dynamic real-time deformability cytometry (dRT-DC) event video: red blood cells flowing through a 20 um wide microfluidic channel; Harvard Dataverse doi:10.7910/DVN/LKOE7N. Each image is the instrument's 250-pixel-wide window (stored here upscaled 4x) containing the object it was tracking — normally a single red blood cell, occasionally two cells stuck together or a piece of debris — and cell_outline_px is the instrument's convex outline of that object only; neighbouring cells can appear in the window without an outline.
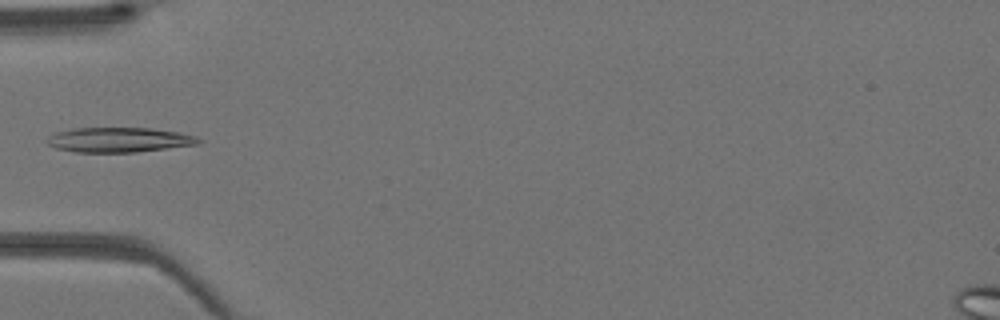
{"species": "Egyptian fruit bat (a non-hibernating species)", "species_latin": "Rousettus aegyptiacus", "temperature_condition": "warm", "stored_images_in_passage": 7, "camera_frame_rate_fps": 3000, "um_per_image_px": 0.085, "animal": {"sex": "female"}, "frame": {"image": 1, "passage_image": 1, "time_ms": 0.0, "image_size_px": [1000, 320], "cell_outline_px": [[204, 140], [200, 144], [136, 152], [76, 152], [56, 148], [48, 144], [44, 140], [48, 136], [56, 132], [72, 128], [152, 128], [180, 132], [196, 136]], "centroid_in_image_um": [10.14, 11.88], "position_along_channel_um": 74.9, "area_um2": 22.14}}
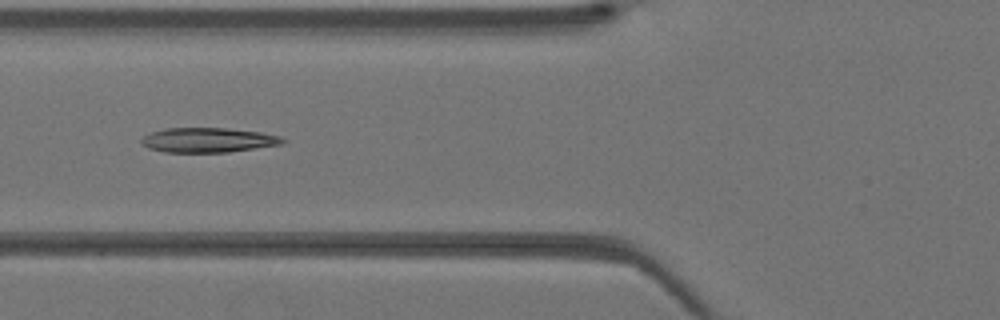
{"frame": {"image": 2, "passage_image": 3, "time_ms": 0.667, "image_size_px": [1000, 320], "cell_outline_px": [[288, 140], [284, 144], [228, 152], [164, 152], [148, 148], [140, 140], [144, 136], [152, 132], [164, 128], [228, 128], [260, 132], [280, 136]], "centroid_in_image_um": [17.73, 11.9], "position_along_channel_um": 108.1, "area_um2": 20.35}}
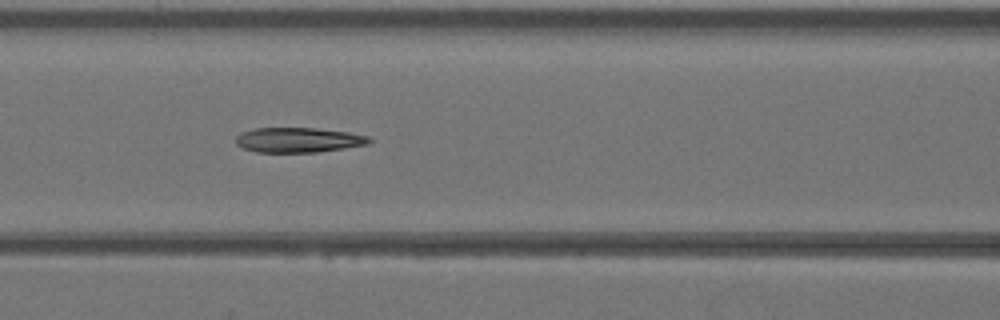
{"frame": {"image": 3, "passage_image": 5, "time_ms": 1.333, "image_size_px": [1000, 320], "cell_outline_px": [[372, 140], [368, 144], [344, 148], [316, 152], [256, 152], [244, 148], [236, 144], [236, 136], [240, 132], [256, 128], [316, 128], [348, 132], [368, 136]], "centroid_in_image_um": [25.35, 11.89], "position_along_channel_um": 141.3, "area_um2": 19.31}}